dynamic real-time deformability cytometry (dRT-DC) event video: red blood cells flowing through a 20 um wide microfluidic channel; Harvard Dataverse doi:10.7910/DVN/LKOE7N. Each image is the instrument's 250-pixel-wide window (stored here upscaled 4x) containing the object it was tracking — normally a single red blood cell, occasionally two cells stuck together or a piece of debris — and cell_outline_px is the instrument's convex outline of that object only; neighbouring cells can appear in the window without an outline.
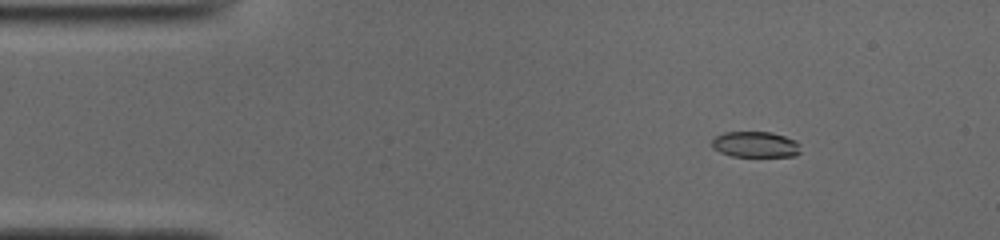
{"species": "common noctule bat (a hibernating species)", "species_latin": "Nyctalus noctula", "temperature_condition": "cold", "stored_images_in_passage": 50, "camera_frame_rate_fps": 3000, "um_per_image_px": 0.085, "animal": {"sex": "male", "body_mass_g": 19.0, "forearm_length_mm": 50.8}, "frame": {"image": 1, "passage_image": 5, "time_ms": 1.333, "image_size_px": [1000, 240], "cell_outline_px": [[800, 152], [796, 156], [732, 156], [720, 152], [712, 148], [712, 140], [716, 136], [724, 132], [772, 132], [796, 140], [800, 144]], "centroid_in_image_um": [64.22, 12.28], "position_along_channel_um": 20.8, "area_um2": 13.41}}
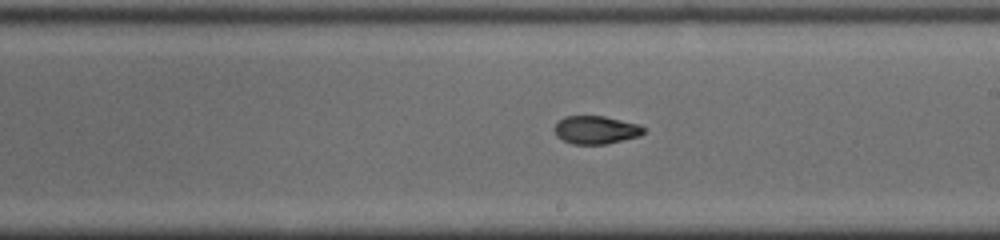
{"frame": {"image": 2, "passage_image": 27, "time_ms": 8.667, "image_size_px": [1000, 240], "cell_outline_px": [[644, 132], [640, 136], [604, 144], [572, 144], [556, 136], [556, 124], [564, 116], [604, 116], [640, 124], [644, 128]], "centroid_in_image_um": [50.68, 11.03], "position_along_channel_um": 238.3, "area_um2": 14.45}}
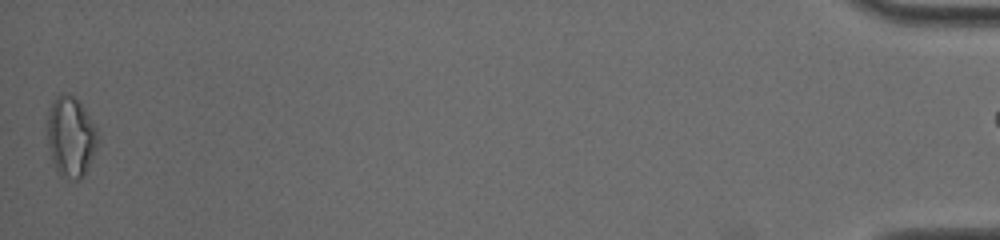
{"frame": {"image": 3, "passage_image": 49, "time_ms": 16.0, "image_size_px": [1000, 240], "cell_outline_px": [[100, 140], [80, 180], [76, 180], [60, 176], [56, 172], [52, 160], [48, 144], [48, 112], [56, 96], [68, 92], [80, 104], [96, 128]], "centroid_in_image_um": [6.0, 11.65], "position_along_channel_um": 429.2, "area_um2": 23.18}}